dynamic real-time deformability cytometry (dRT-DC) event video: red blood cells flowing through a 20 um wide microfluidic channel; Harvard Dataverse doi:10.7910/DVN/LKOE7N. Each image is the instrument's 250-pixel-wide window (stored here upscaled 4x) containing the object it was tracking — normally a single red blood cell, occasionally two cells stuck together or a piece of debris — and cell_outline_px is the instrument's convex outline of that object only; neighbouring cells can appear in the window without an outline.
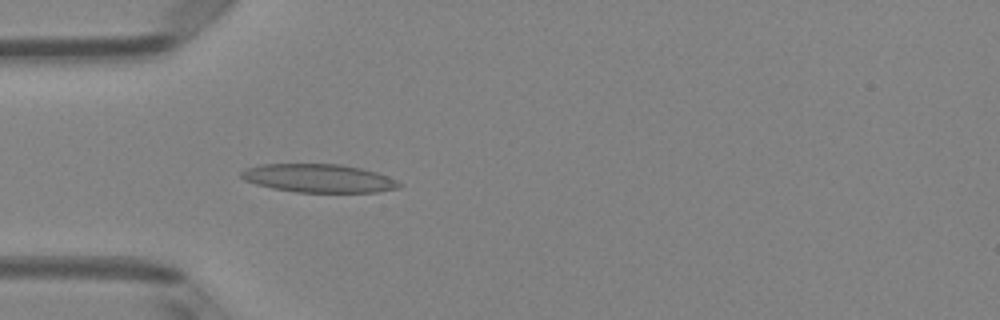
{"species": "Egyptian fruit bat (a non-hibernating species)", "species_latin": "Rousettus aegyptiacus", "temperature_condition": "room temperature", "stored_images_in_passage": 3, "camera_frame_rate_fps": 3000, "um_per_image_px": 0.085, "animal": {"sex": "female"}, "frame": {"image": 1, "passage_image": 3, "time_ms": 0.667, "image_size_px": [1000, 320], "cell_outline_px": [[404, 184], [400, 188], [376, 192], [296, 192], [272, 188], [256, 184], [244, 180], [240, 176], [240, 172], [244, 168], [260, 164], [340, 164], [360, 168], [376, 172], [388, 176]], "centroid_in_image_um": [27.08, 15.15], "position_along_channel_um": 57.9, "area_um2": 26.24}}